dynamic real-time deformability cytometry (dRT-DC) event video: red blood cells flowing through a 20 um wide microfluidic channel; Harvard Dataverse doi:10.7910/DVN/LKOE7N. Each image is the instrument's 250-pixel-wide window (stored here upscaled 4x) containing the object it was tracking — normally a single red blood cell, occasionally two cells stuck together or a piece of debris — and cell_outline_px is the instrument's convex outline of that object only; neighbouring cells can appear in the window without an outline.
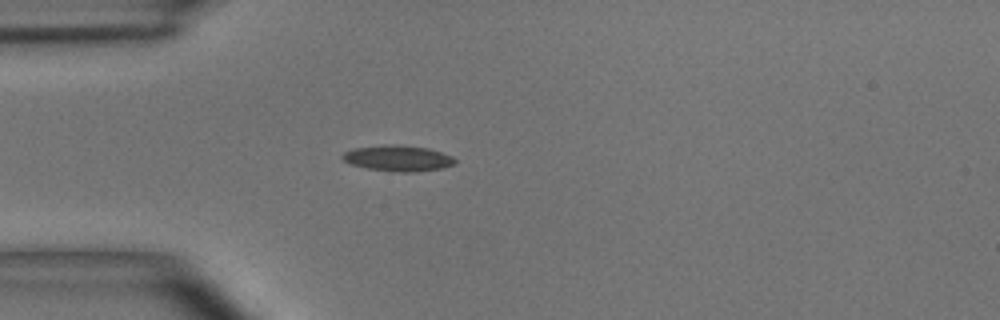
{"species": "common noctule bat (a hibernating species)", "species_latin": "Nyctalus noctula", "temperature_condition": "room temperature", "stored_images_in_passage": 36, "camera_frame_rate_fps": 3000, "um_per_image_px": 0.085, "animal": {"sex": "male", "body_mass_g": 15.6}, "frame": {"image": 1, "passage_image": 1, "time_ms": 0.0, "image_size_px": [1000, 320], "cell_outline_px": [[456, 164], [440, 168], [416, 172], [400, 172], [368, 168], [352, 164], [344, 160], [340, 156], [344, 152], [352, 148], [384, 144], [396, 144], [428, 148], [452, 156], [456, 160]], "centroid_in_image_um": [33.82, 13.43], "position_along_channel_um": 51.2, "area_um2": 16.94}}
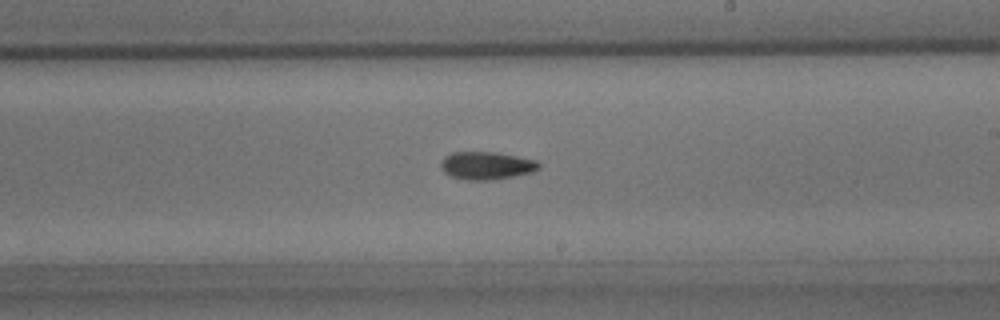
{"frame": {"image": 2, "passage_image": 16, "time_ms": 5.0, "image_size_px": [1000, 320], "cell_outline_px": [[540, 168], [532, 172], [496, 180], [464, 180], [452, 176], [444, 172], [440, 168], [440, 160], [444, 156], [452, 152], [496, 152], [536, 160], [540, 164]], "centroid_in_image_um": [41.32, 14.08], "position_along_channel_um": 247.7, "area_um2": 16.07}}
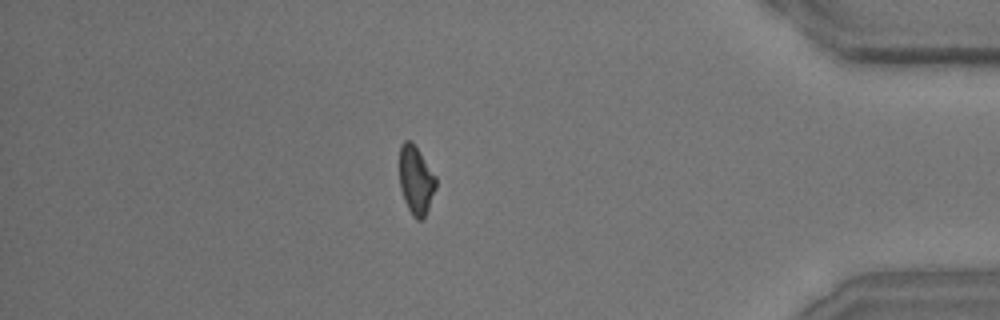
{"frame": {"image": 3, "passage_image": 30, "time_ms": 9.667, "image_size_px": [1000, 320], "cell_outline_px": [[436, 188], [428, 208], [424, 216], [420, 220], [416, 220], [412, 216], [404, 200], [400, 188], [400, 144], [404, 140], [408, 140], [416, 148], [436, 176]], "centroid_in_image_um": [35.35, 15.34], "position_along_channel_um": 399.9, "area_um2": 14.28}, "authors_computed_cell_mechanics": {"area_um2": 15.0569, "velocity_mm_per_s": 4.0832, "shape_relaxation_time_tau1_ms": 8.0463, "shape_relaxation_time_tau2_ms": null, "deformation_change_tau1": 0.2186, "deformation_change_tau2": null}}